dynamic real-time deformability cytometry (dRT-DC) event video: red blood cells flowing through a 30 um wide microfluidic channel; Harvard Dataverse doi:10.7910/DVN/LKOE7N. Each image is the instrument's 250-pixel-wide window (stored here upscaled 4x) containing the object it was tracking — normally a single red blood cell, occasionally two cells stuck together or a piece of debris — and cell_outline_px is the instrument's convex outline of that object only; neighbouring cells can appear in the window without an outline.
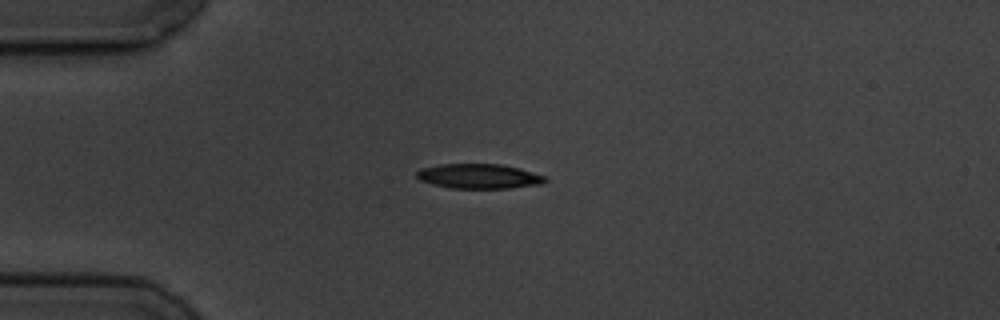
{"species": "common noctule bat (a hibernating species)", "species_latin": "Nyctalus noctula", "temperature_condition": "cold", "stored_images_in_passage": 4, "camera_frame_rate_fps": 3000, "um_per_image_px": 0.085, "animal": {"sex": "male", "body_mass_g": 19.5, "forearm_length_mm": 54.6}, "frame": {"image": 1, "passage_image": 1, "time_ms": 0.0, "image_size_px": [1000, 320], "cell_outline_px": [[548, 180], [540, 184], [508, 188], [452, 188], [432, 184], [420, 180], [416, 176], [416, 172], [420, 168], [440, 164], [500, 164], [520, 168], [544, 176]], "centroid_in_image_um": [40.68, 14.97], "position_along_channel_um": 44.3, "area_um2": 18.44}}
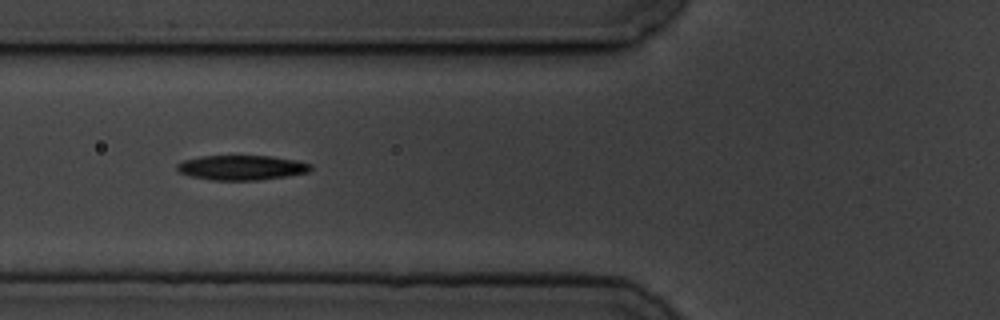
{"frame": {"image": 2, "passage_image": 3, "time_ms": 2.333, "image_size_px": [1000, 320], "cell_outline_px": [[312, 168], [308, 172], [284, 176], [256, 180], [212, 180], [188, 176], [180, 172], [176, 168], [176, 164], [184, 160], [200, 156], [272, 156], [296, 160], [312, 164]], "centroid_in_image_um": [20.51, 14.24], "position_along_channel_um": 105.3, "area_um2": 19.25}}
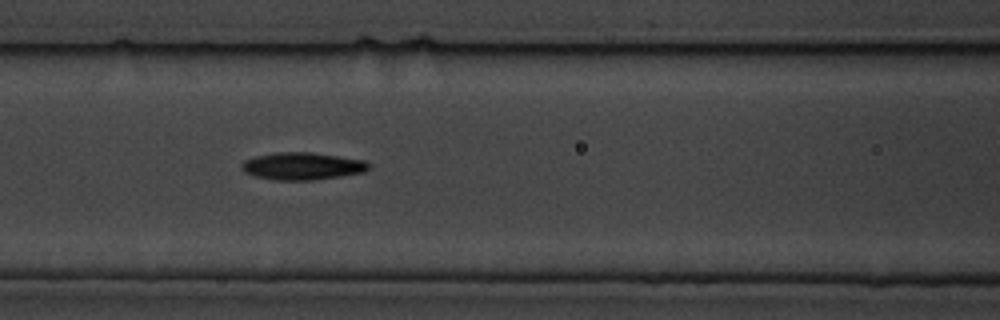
{"frame": {"image": 3, "passage_image": 4, "time_ms": 3.333, "image_size_px": [1000, 320], "cell_outline_px": [[372, 164], [364, 172], [340, 176], [312, 180], [272, 180], [256, 176], [244, 172], [240, 168], [240, 164], [244, 160], [256, 156], [276, 152], [308, 152], [364, 160]], "centroid_in_image_um": [25.66, 14.12], "position_along_channel_um": 140.9, "area_um2": 20.23}}